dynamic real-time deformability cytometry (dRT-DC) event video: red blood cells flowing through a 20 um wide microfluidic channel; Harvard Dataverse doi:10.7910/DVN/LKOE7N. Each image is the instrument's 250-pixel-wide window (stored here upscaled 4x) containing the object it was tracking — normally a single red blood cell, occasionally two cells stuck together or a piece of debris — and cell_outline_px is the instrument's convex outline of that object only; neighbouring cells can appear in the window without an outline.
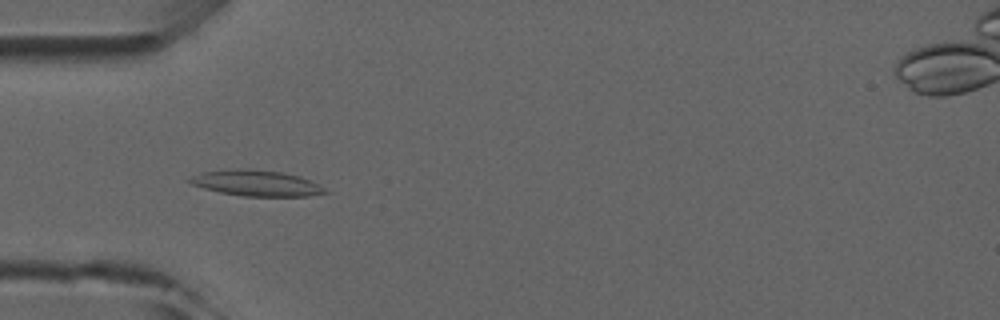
{"species": "common noctule bat (a hibernating species)", "species_latin": "Nyctalus noctula", "temperature_condition": "room temperature", "stored_images_in_passage": 7, "camera_frame_rate_fps": 3000, "um_per_image_px": 0.085, "animal": {"sex": "male", "forearm_length_mm": 52.5}, "frame": {"image": 1, "passage_image": 5, "time_ms": 4.333, "image_size_px": [1000, 320], "cell_outline_px": [[332, 192], [308, 196], [244, 196], [220, 192], [204, 188], [192, 184], [188, 180], [192, 176], [200, 172], [236, 168], [248, 168], [280, 172], [300, 176]], "centroid_in_image_um": [21.78, 15.56], "position_along_channel_um": 63.2, "area_um2": 20.29}}
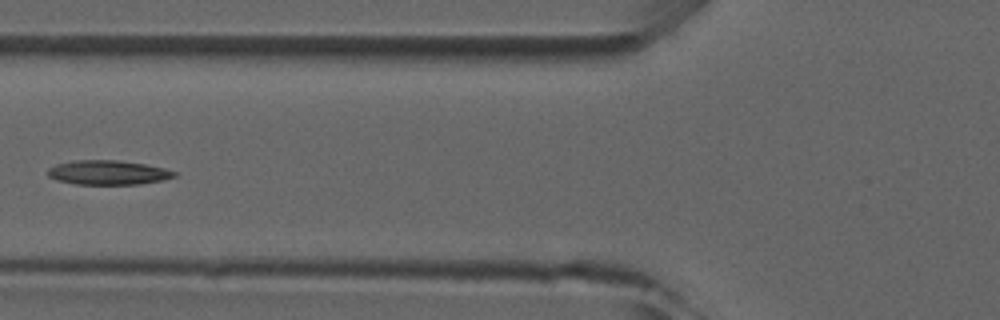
{"frame": {"image": 2, "passage_image": 6, "time_ms": 5.667, "image_size_px": [1000, 320], "cell_outline_px": [[180, 172], [176, 176], [164, 180], [140, 184], [76, 184], [56, 180], [48, 176], [48, 168], [56, 164], [76, 160], [116, 160], [144, 164], [164, 168]], "centroid_in_image_um": [9.21, 14.67], "position_along_channel_um": 116.6, "area_um2": 18.03}}
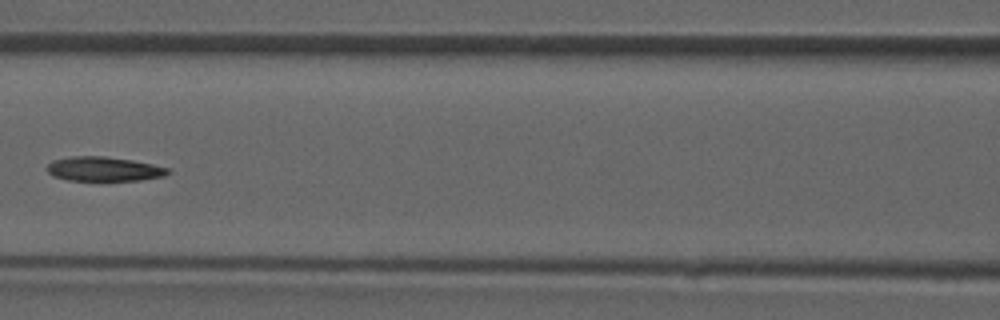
{"frame": {"image": 3, "passage_image": 7, "time_ms": 6.667, "image_size_px": [1000, 320], "cell_outline_px": [[172, 172], [164, 176], [140, 180], [68, 180], [52, 176], [48, 172], [48, 164], [52, 160], [72, 156], [104, 156], [132, 160], [152, 164], [168, 168]], "centroid_in_image_um": [8.83, 14.36], "position_along_channel_um": 157.8, "area_um2": 17.11}}